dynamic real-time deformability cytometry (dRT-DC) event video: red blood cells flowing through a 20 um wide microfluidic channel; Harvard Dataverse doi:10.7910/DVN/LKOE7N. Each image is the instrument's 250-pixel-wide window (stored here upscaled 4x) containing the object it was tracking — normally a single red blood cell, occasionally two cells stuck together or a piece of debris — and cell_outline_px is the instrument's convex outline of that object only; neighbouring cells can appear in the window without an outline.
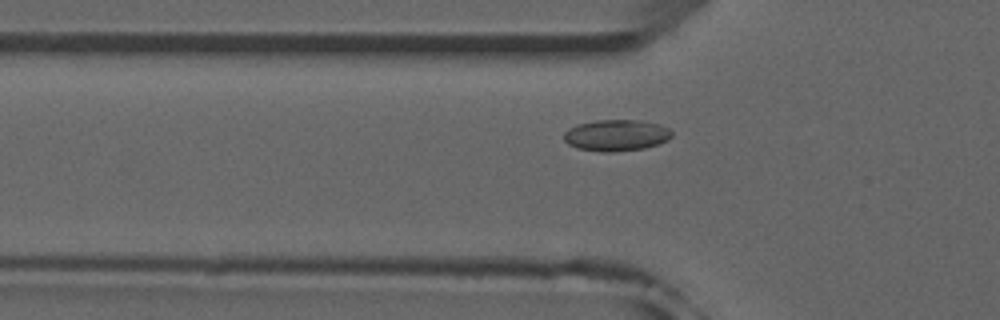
{"species": "common noctule bat (a hibernating species)", "species_latin": "Nyctalus noctula", "temperature_condition": "room temperature", "stored_images_in_passage": 45, "camera_frame_rate_fps": 3000, "um_per_image_px": 0.085, "animal": {"sex": "male", "forearm_length_mm": 52.5}, "frame": {"image": 1, "passage_image": 15, "time_ms": 4.667, "image_size_px": [1000, 320], "cell_outline_px": [[672, 136], [668, 140], [644, 148], [612, 152], [604, 152], [576, 148], [568, 144], [564, 140], [564, 132], [568, 128], [576, 124], [596, 120], [644, 120], [660, 124], [668, 128], [672, 132]], "centroid_in_image_um": [52.37, 11.49], "position_along_channel_um": 73.4, "area_um2": 19.88}}
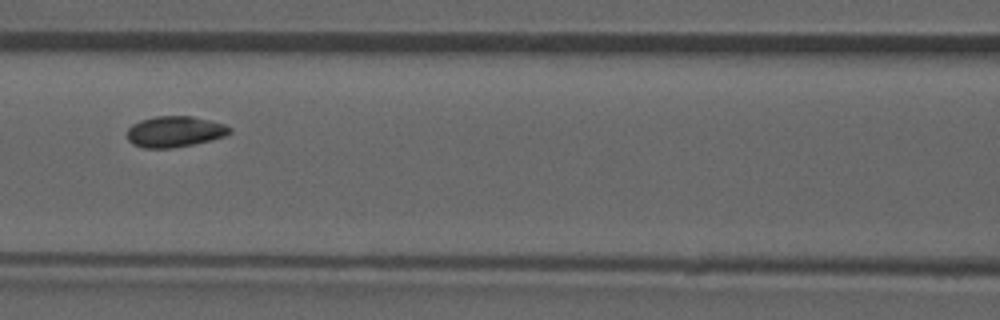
{"frame": {"image": 2, "passage_image": 21, "time_ms": 6.667, "image_size_px": [1000, 320], "cell_outline_px": [[232, 132], [224, 136], [212, 140], [172, 148], [144, 148], [132, 144], [128, 140], [128, 128], [132, 124], [140, 120], [156, 116], [192, 116], [224, 124], [232, 128]], "centroid_in_image_um": [14.85, 11.19], "position_along_channel_um": 151.8, "area_um2": 18.5}}
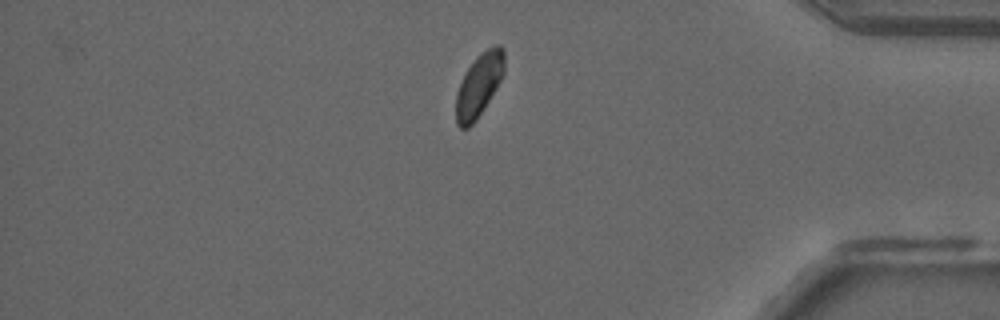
{"frame": {"image": 3, "passage_image": 42, "time_ms": 13.667, "image_size_px": [1000, 320], "cell_outline_px": [[504, 72], [496, 88], [476, 120], [468, 128], [460, 128], [456, 124], [456, 92], [468, 68], [476, 56], [480, 52], [496, 44], [500, 44], [504, 48]], "centroid_in_image_um": [40.71, 7.21], "position_along_channel_um": 394.5, "area_um2": 17.63}}